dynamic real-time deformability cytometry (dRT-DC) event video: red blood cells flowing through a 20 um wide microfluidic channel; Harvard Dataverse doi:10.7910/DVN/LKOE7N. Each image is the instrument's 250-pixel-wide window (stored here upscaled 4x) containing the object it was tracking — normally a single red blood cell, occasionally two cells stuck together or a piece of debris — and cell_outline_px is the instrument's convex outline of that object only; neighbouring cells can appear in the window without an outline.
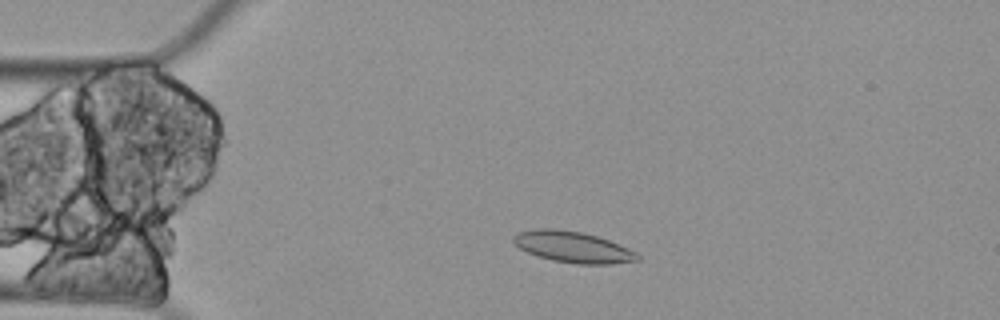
{"species": "Egyptian fruit bat (a non-hibernating species)", "species_latin": "Rousettus aegyptiacus", "temperature_condition": "cold", "stored_images_in_passage": 4, "camera_frame_rate_fps": 3000, "um_per_image_px": 0.085, "animal": {"sex": "female"}, "frame": {"image": 1, "passage_image": 3, "time_ms": 0.667, "image_size_px": [1000, 320], "cell_outline_px": [[640, 260], [612, 264], [576, 264], [552, 260], [528, 252], [512, 244], [512, 236], [516, 232], [536, 228], [556, 228], [580, 232], [596, 236], [608, 240], [636, 252], [640, 256]], "centroid_in_image_um": [48.65, 20.99], "position_along_channel_um": 36.4, "area_um2": 22.54}}